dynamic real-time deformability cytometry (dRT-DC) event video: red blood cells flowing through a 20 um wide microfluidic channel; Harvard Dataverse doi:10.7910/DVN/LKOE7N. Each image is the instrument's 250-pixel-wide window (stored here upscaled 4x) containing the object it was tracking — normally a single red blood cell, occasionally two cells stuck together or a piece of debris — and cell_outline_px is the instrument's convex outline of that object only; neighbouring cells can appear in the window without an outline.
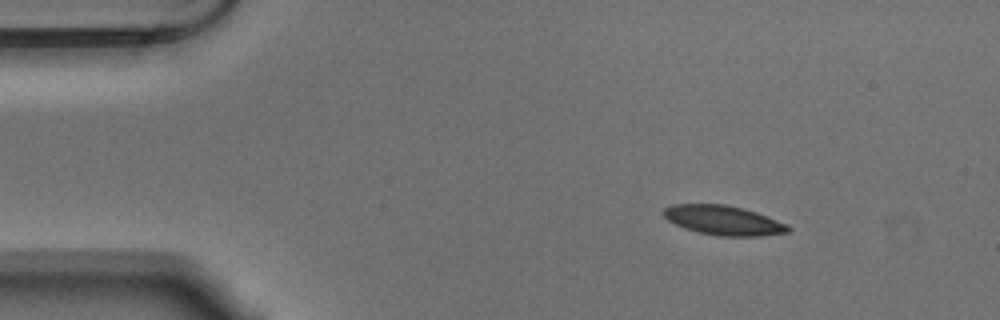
{"species": "Egyptian fruit bat (a non-hibernating species)", "species_latin": "Rousettus aegyptiacus", "temperature_condition": "warm", "stored_images_in_passage": 48, "camera_frame_rate_fps": 3000, "um_per_image_px": 0.085, "animal": {"sex": "male"}, "frame": {"image": 1, "passage_image": 1, "time_ms": 0.0, "image_size_px": [1000, 320], "cell_outline_px": [[792, 228], [788, 232], [760, 236], [716, 236], [700, 232], [676, 224], [668, 220], [664, 216], [664, 208], [672, 204], [728, 204], [744, 208], [756, 212], [788, 224]], "centroid_in_image_um": [61.54, 18.72], "position_along_channel_um": 23.5, "area_um2": 21.33}}
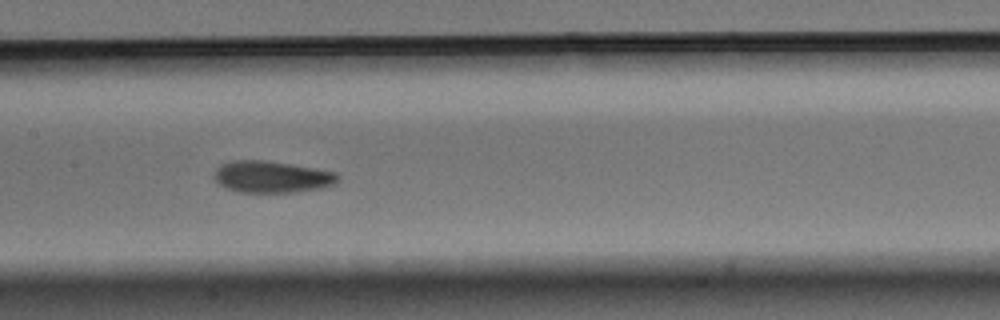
{"frame": {"image": 2, "passage_image": 20, "time_ms": 6.333, "image_size_px": [1000, 320], "cell_outline_px": [[340, 180], [332, 184], [320, 188], [292, 192], [240, 192], [228, 188], [220, 184], [216, 180], [216, 168], [220, 164], [232, 160], [268, 160], [316, 168], [336, 172], [340, 176]], "centroid_in_image_um": [23.13, 15.01], "position_along_channel_um": 184.3, "area_um2": 22.77}}
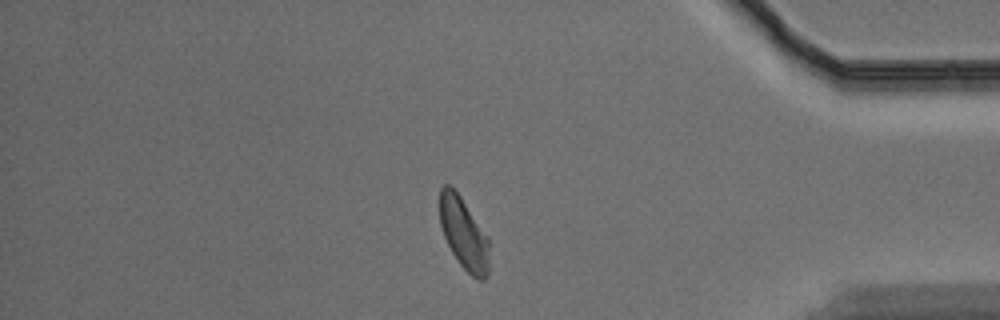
{"frame": {"image": 3, "passage_image": 40, "time_ms": 13.0, "image_size_px": [1000, 320], "cell_outline_px": [[488, 272], [484, 280], [480, 280], [472, 276], [460, 264], [452, 252], [444, 236], [440, 224], [440, 188], [444, 184], [448, 184], [460, 196], [488, 236]], "centroid_in_image_um": [39.41, 19.85], "position_along_channel_um": 395.8, "area_um2": 20.35}, "authors_computed_cell_mechanics": {"area_um2": 21.7328, "velocity_mm_per_s": 3.6382, "shape_relaxation_time_tau1_ms": 3.7406, "shape_relaxation_time_tau2_ms": 3.0771, "deformation_change_tau1": 0.1113, "deformation_change_tau2": 0.0865}}